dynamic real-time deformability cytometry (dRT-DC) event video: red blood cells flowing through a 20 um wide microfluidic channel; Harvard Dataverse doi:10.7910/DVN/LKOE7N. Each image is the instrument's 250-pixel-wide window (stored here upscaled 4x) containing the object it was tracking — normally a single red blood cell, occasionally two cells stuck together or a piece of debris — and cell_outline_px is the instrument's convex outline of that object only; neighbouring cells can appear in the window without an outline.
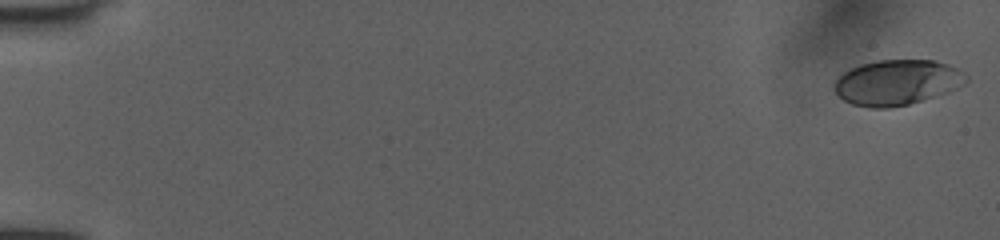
{"species": "human", "species_latin": "Homo sapiens", "temperature_condition": "room temperature", "stored_images_in_passage": 52, "camera_frame_rate_fps": 3000, "um_per_image_px": 0.085, "donor": {"sex": "female"}, "frame": {"image": 1, "passage_image": 1, "time_ms": 0.0, "image_size_px": [1000, 240], "cell_outline_px": [[968, 80], [964, 84], [948, 92], [924, 100], [908, 104], [888, 108], [868, 108], [852, 104], [844, 100], [832, 88], [836, 80], [844, 72], [860, 64], [880, 60], [932, 60], [948, 64], [960, 68], [968, 76]], "centroid_in_image_um": [76.28, 7.01], "position_along_channel_um": 8.7, "area_um2": 34.97}}
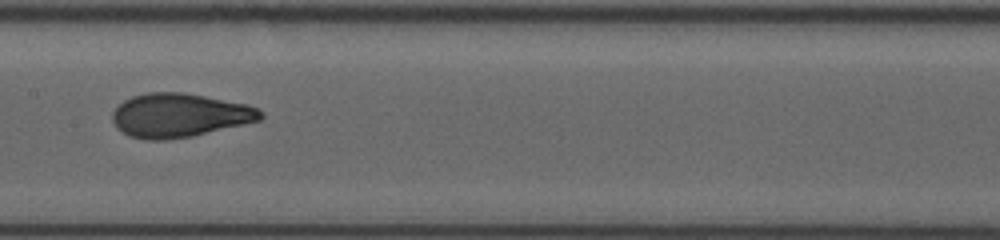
{"frame": {"image": 2, "passage_image": 28, "time_ms": 9.0, "image_size_px": [1000, 240], "cell_outline_px": [[264, 116], [260, 120], [192, 136], [164, 140], [148, 140], [128, 136], [116, 128], [112, 120], [112, 112], [124, 100], [132, 96], [148, 92], [184, 92], [248, 104], [256, 108]], "centroid_in_image_um": [15.21, 9.8], "position_along_channel_um": 192.2, "area_um2": 37.8}}
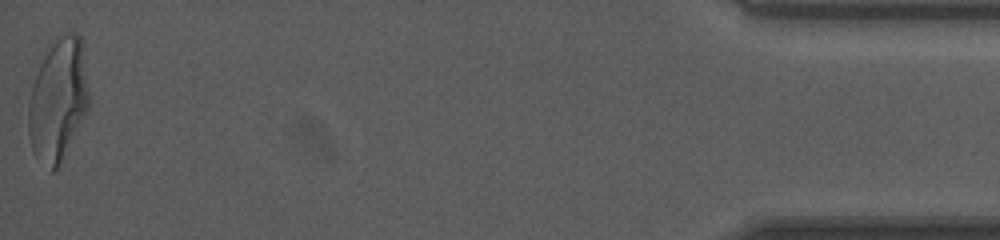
{"frame": {"image": 3, "passage_image": 52, "time_ms": 17.0, "image_size_px": [1000, 240], "cell_outline_px": [[88, 108], [56, 168], [52, 172], [48, 172], [36, 160], [32, 148], [28, 132], [28, 104], [32, 84], [40, 64], [44, 56], [56, 40], [68, 32], [80, 36], [88, 92]], "centroid_in_image_um": [4.88, 8.56], "position_along_channel_um": 430.3, "area_um2": 42.02}, "authors_computed_cell_mechanics": {"area_um2": 36.8186, "velocity_mm_per_s": 4.0432, "shape_relaxation_time_tau1_ms": 5.0468, "shape_relaxation_time_tau2_ms": 0.7672, "deformation_change_tau1": 0.2121, "deformation_change_tau2": 0.0679}}